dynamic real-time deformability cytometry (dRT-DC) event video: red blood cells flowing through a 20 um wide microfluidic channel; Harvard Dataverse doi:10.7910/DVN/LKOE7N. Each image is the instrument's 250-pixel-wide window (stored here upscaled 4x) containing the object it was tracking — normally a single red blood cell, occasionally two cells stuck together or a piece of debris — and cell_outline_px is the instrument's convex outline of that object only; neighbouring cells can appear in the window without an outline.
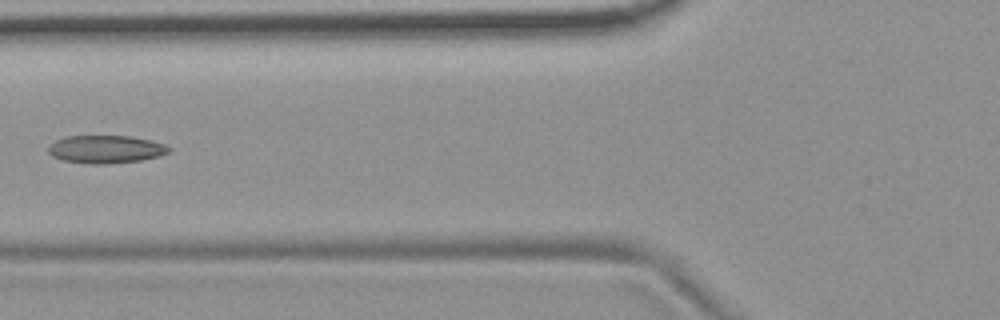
{"species": "common noctule bat (a hibernating species)", "species_latin": "Nyctalus noctula", "temperature_condition": "room temperature", "stored_images_in_passage": 7, "camera_frame_rate_fps": 3000, "um_per_image_px": 0.085, "animal": {"sex": "female", "body_mass_g": 19.9}, "frame": {"image": 1, "passage_image": 6, "time_ms": 1.667, "image_size_px": [1000, 320], "cell_outline_px": [[172, 148], [168, 152], [160, 156], [140, 160], [108, 164], [92, 164], [64, 160], [52, 156], [48, 152], [48, 148], [56, 140], [68, 136], [132, 136], [152, 140], [164, 144]], "centroid_in_image_um": [9.03, 12.68], "position_along_channel_um": 116.8, "area_um2": 19.54}}
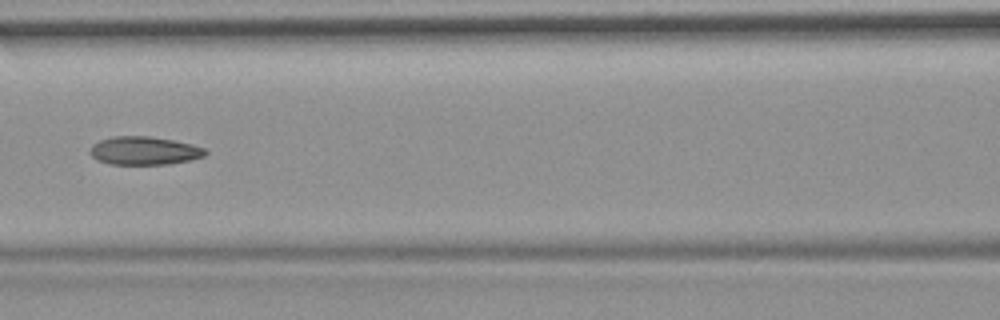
{"frame": {"image": 2, "passage_image": 7, "time_ms": 2.0, "image_size_px": [1000, 320], "cell_outline_px": [[208, 152], [204, 156], [192, 160], [168, 164], [112, 164], [96, 160], [88, 152], [92, 144], [100, 140], [112, 136], [148, 136], [172, 140], [192, 144], [208, 148]], "centroid_in_image_um": [12.27, 12.81], "position_along_channel_um": 154.3, "area_um2": 19.19}}